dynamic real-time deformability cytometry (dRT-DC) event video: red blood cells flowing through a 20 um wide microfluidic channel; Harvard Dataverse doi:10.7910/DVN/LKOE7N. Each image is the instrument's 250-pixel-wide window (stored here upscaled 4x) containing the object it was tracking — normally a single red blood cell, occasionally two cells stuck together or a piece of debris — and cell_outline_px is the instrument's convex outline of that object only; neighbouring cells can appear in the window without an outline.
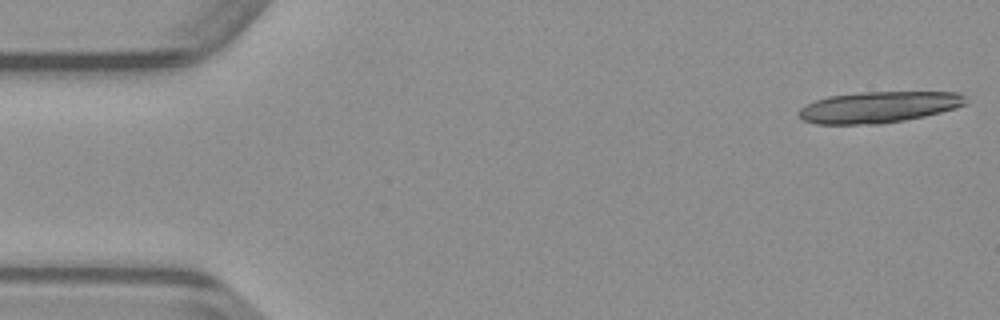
{"species": "common noctule bat (a hibernating species)", "species_latin": "Nyctalus noctula", "temperature_condition": "warm", "stored_images_in_passage": 15, "camera_frame_rate_fps": 3000, "um_per_image_px": 0.085, "animal": {"sex": "male", "body_mass_g": 23.1, "forearm_length_mm": 52.7}, "frame": {"image": 1, "passage_image": 1, "time_ms": 0.0, "image_size_px": [1000, 320], "cell_outline_px": [[968, 104], [956, 108], [924, 116], [904, 120], [880, 124], [816, 124], [804, 120], [800, 116], [800, 108], [816, 100], [828, 96], [860, 92], [960, 92], [968, 100]], "centroid_in_image_um": [74.73, 9.1], "position_along_channel_um": 10.3, "area_um2": 30.35}}